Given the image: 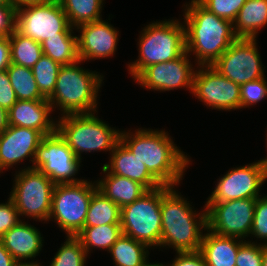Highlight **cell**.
Here are the masks:
<instances>
[{
    "mask_svg": "<svg viewBox=\"0 0 267 266\" xmlns=\"http://www.w3.org/2000/svg\"><path fill=\"white\" fill-rule=\"evenodd\" d=\"M15 10L28 5L43 4L50 0H10Z\"/></svg>",
    "mask_w": 267,
    "mask_h": 266,
    "instance_id": "obj_44",
    "label": "cell"
},
{
    "mask_svg": "<svg viewBox=\"0 0 267 266\" xmlns=\"http://www.w3.org/2000/svg\"><path fill=\"white\" fill-rule=\"evenodd\" d=\"M245 241L238 249L235 266H262L263 244Z\"/></svg>",
    "mask_w": 267,
    "mask_h": 266,
    "instance_id": "obj_37",
    "label": "cell"
},
{
    "mask_svg": "<svg viewBox=\"0 0 267 266\" xmlns=\"http://www.w3.org/2000/svg\"><path fill=\"white\" fill-rule=\"evenodd\" d=\"M150 247L126 235H121L110 250L115 266H143L148 261Z\"/></svg>",
    "mask_w": 267,
    "mask_h": 266,
    "instance_id": "obj_25",
    "label": "cell"
},
{
    "mask_svg": "<svg viewBox=\"0 0 267 266\" xmlns=\"http://www.w3.org/2000/svg\"><path fill=\"white\" fill-rule=\"evenodd\" d=\"M266 25L267 0H246L233 22V30L237 38L256 39Z\"/></svg>",
    "mask_w": 267,
    "mask_h": 266,
    "instance_id": "obj_24",
    "label": "cell"
},
{
    "mask_svg": "<svg viewBox=\"0 0 267 266\" xmlns=\"http://www.w3.org/2000/svg\"><path fill=\"white\" fill-rule=\"evenodd\" d=\"M11 64L9 36H0V71L6 70Z\"/></svg>",
    "mask_w": 267,
    "mask_h": 266,
    "instance_id": "obj_42",
    "label": "cell"
},
{
    "mask_svg": "<svg viewBox=\"0 0 267 266\" xmlns=\"http://www.w3.org/2000/svg\"><path fill=\"white\" fill-rule=\"evenodd\" d=\"M267 180V168L258 160L229 170L219 178L206 203H219L245 198H258L260 189Z\"/></svg>",
    "mask_w": 267,
    "mask_h": 266,
    "instance_id": "obj_15",
    "label": "cell"
},
{
    "mask_svg": "<svg viewBox=\"0 0 267 266\" xmlns=\"http://www.w3.org/2000/svg\"><path fill=\"white\" fill-rule=\"evenodd\" d=\"M9 195L19 216L48 221L55 184L40 170L24 168L16 172Z\"/></svg>",
    "mask_w": 267,
    "mask_h": 266,
    "instance_id": "obj_9",
    "label": "cell"
},
{
    "mask_svg": "<svg viewBox=\"0 0 267 266\" xmlns=\"http://www.w3.org/2000/svg\"><path fill=\"white\" fill-rule=\"evenodd\" d=\"M143 266H164L162 263H149L147 261Z\"/></svg>",
    "mask_w": 267,
    "mask_h": 266,
    "instance_id": "obj_49",
    "label": "cell"
},
{
    "mask_svg": "<svg viewBox=\"0 0 267 266\" xmlns=\"http://www.w3.org/2000/svg\"><path fill=\"white\" fill-rule=\"evenodd\" d=\"M102 171L105 176H103V179L96 181L98 190L120 208L133 203L148 191L143 184L126 177L111 174L104 166Z\"/></svg>",
    "mask_w": 267,
    "mask_h": 266,
    "instance_id": "obj_23",
    "label": "cell"
},
{
    "mask_svg": "<svg viewBox=\"0 0 267 266\" xmlns=\"http://www.w3.org/2000/svg\"><path fill=\"white\" fill-rule=\"evenodd\" d=\"M56 131L80 160L82 152L113 151L121 131L110 127L94 113L59 117Z\"/></svg>",
    "mask_w": 267,
    "mask_h": 266,
    "instance_id": "obj_6",
    "label": "cell"
},
{
    "mask_svg": "<svg viewBox=\"0 0 267 266\" xmlns=\"http://www.w3.org/2000/svg\"><path fill=\"white\" fill-rule=\"evenodd\" d=\"M75 30L81 33L77 36L78 55L81 61L107 58L115 54L119 31L109 22L101 19L79 25Z\"/></svg>",
    "mask_w": 267,
    "mask_h": 266,
    "instance_id": "obj_17",
    "label": "cell"
},
{
    "mask_svg": "<svg viewBox=\"0 0 267 266\" xmlns=\"http://www.w3.org/2000/svg\"><path fill=\"white\" fill-rule=\"evenodd\" d=\"M184 6L186 52L195 54L198 66L213 65L237 39L233 23L209 12L197 0Z\"/></svg>",
    "mask_w": 267,
    "mask_h": 266,
    "instance_id": "obj_2",
    "label": "cell"
},
{
    "mask_svg": "<svg viewBox=\"0 0 267 266\" xmlns=\"http://www.w3.org/2000/svg\"><path fill=\"white\" fill-rule=\"evenodd\" d=\"M81 160L75 156L71 148L66 144L60 134L55 131L42 138L37 147L33 168L40 170L55 185L78 183L84 179L75 178L80 169Z\"/></svg>",
    "mask_w": 267,
    "mask_h": 266,
    "instance_id": "obj_11",
    "label": "cell"
},
{
    "mask_svg": "<svg viewBox=\"0 0 267 266\" xmlns=\"http://www.w3.org/2000/svg\"><path fill=\"white\" fill-rule=\"evenodd\" d=\"M44 135L34 129L9 125L0 134V173L26 158L32 163Z\"/></svg>",
    "mask_w": 267,
    "mask_h": 266,
    "instance_id": "obj_18",
    "label": "cell"
},
{
    "mask_svg": "<svg viewBox=\"0 0 267 266\" xmlns=\"http://www.w3.org/2000/svg\"><path fill=\"white\" fill-rule=\"evenodd\" d=\"M256 40L237 38L212 66L239 85L266 77Z\"/></svg>",
    "mask_w": 267,
    "mask_h": 266,
    "instance_id": "obj_13",
    "label": "cell"
},
{
    "mask_svg": "<svg viewBox=\"0 0 267 266\" xmlns=\"http://www.w3.org/2000/svg\"><path fill=\"white\" fill-rule=\"evenodd\" d=\"M110 164L103 166L111 173L137 181L148 190L159 188L162 185L148 172L143 164L129 148L120 140L110 152Z\"/></svg>",
    "mask_w": 267,
    "mask_h": 266,
    "instance_id": "obj_20",
    "label": "cell"
},
{
    "mask_svg": "<svg viewBox=\"0 0 267 266\" xmlns=\"http://www.w3.org/2000/svg\"><path fill=\"white\" fill-rule=\"evenodd\" d=\"M209 12L217 17L231 21L236 20L246 0H197Z\"/></svg>",
    "mask_w": 267,
    "mask_h": 266,
    "instance_id": "obj_34",
    "label": "cell"
},
{
    "mask_svg": "<svg viewBox=\"0 0 267 266\" xmlns=\"http://www.w3.org/2000/svg\"><path fill=\"white\" fill-rule=\"evenodd\" d=\"M121 208L98 189L92 194L84 227L120 224Z\"/></svg>",
    "mask_w": 267,
    "mask_h": 266,
    "instance_id": "obj_26",
    "label": "cell"
},
{
    "mask_svg": "<svg viewBox=\"0 0 267 266\" xmlns=\"http://www.w3.org/2000/svg\"><path fill=\"white\" fill-rule=\"evenodd\" d=\"M94 183L82 180L78 183L56 184L48 221L54 218L67 236H76L84 227L92 194L98 189Z\"/></svg>",
    "mask_w": 267,
    "mask_h": 266,
    "instance_id": "obj_8",
    "label": "cell"
},
{
    "mask_svg": "<svg viewBox=\"0 0 267 266\" xmlns=\"http://www.w3.org/2000/svg\"><path fill=\"white\" fill-rule=\"evenodd\" d=\"M136 130L134 134L121 131L120 140L162 186H177L190 164V158L175 146L164 130Z\"/></svg>",
    "mask_w": 267,
    "mask_h": 266,
    "instance_id": "obj_1",
    "label": "cell"
},
{
    "mask_svg": "<svg viewBox=\"0 0 267 266\" xmlns=\"http://www.w3.org/2000/svg\"><path fill=\"white\" fill-rule=\"evenodd\" d=\"M17 98L15 91L10 83V79L6 70L0 71V105L5 110H9L15 103Z\"/></svg>",
    "mask_w": 267,
    "mask_h": 266,
    "instance_id": "obj_39",
    "label": "cell"
},
{
    "mask_svg": "<svg viewBox=\"0 0 267 266\" xmlns=\"http://www.w3.org/2000/svg\"><path fill=\"white\" fill-rule=\"evenodd\" d=\"M138 43L139 58L128 64L133 78L149 65L174 60L186 52L184 24L170 19L150 23L141 31Z\"/></svg>",
    "mask_w": 267,
    "mask_h": 266,
    "instance_id": "obj_5",
    "label": "cell"
},
{
    "mask_svg": "<svg viewBox=\"0 0 267 266\" xmlns=\"http://www.w3.org/2000/svg\"><path fill=\"white\" fill-rule=\"evenodd\" d=\"M193 78L192 94L212 109H240V85L219 73L212 65L198 66Z\"/></svg>",
    "mask_w": 267,
    "mask_h": 266,
    "instance_id": "obj_14",
    "label": "cell"
},
{
    "mask_svg": "<svg viewBox=\"0 0 267 266\" xmlns=\"http://www.w3.org/2000/svg\"><path fill=\"white\" fill-rule=\"evenodd\" d=\"M262 266H267V245L262 248Z\"/></svg>",
    "mask_w": 267,
    "mask_h": 266,
    "instance_id": "obj_47",
    "label": "cell"
},
{
    "mask_svg": "<svg viewBox=\"0 0 267 266\" xmlns=\"http://www.w3.org/2000/svg\"><path fill=\"white\" fill-rule=\"evenodd\" d=\"M162 186L145 194L121 208L123 235L147 244L160 247Z\"/></svg>",
    "mask_w": 267,
    "mask_h": 266,
    "instance_id": "obj_7",
    "label": "cell"
},
{
    "mask_svg": "<svg viewBox=\"0 0 267 266\" xmlns=\"http://www.w3.org/2000/svg\"><path fill=\"white\" fill-rule=\"evenodd\" d=\"M11 63L32 68L43 55L41 43L20 34L16 29L9 36Z\"/></svg>",
    "mask_w": 267,
    "mask_h": 266,
    "instance_id": "obj_29",
    "label": "cell"
},
{
    "mask_svg": "<svg viewBox=\"0 0 267 266\" xmlns=\"http://www.w3.org/2000/svg\"><path fill=\"white\" fill-rule=\"evenodd\" d=\"M6 71L17 100H48L38 90L31 68L11 63Z\"/></svg>",
    "mask_w": 267,
    "mask_h": 266,
    "instance_id": "obj_30",
    "label": "cell"
},
{
    "mask_svg": "<svg viewBox=\"0 0 267 266\" xmlns=\"http://www.w3.org/2000/svg\"><path fill=\"white\" fill-rule=\"evenodd\" d=\"M122 234L120 224H106L83 227L76 237L81 241L82 247L88 255L92 248L106 249L109 251Z\"/></svg>",
    "mask_w": 267,
    "mask_h": 266,
    "instance_id": "obj_27",
    "label": "cell"
},
{
    "mask_svg": "<svg viewBox=\"0 0 267 266\" xmlns=\"http://www.w3.org/2000/svg\"><path fill=\"white\" fill-rule=\"evenodd\" d=\"M21 221L19 213L10 198L0 203V238Z\"/></svg>",
    "mask_w": 267,
    "mask_h": 266,
    "instance_id": "obj_38",
    "label": "cell"
},
{
    "mask_svg": "<svg viewBox=\"0 0 267 266\" xmlns=\"http://www.w3.org/2000/svg\"><path fill=\"white\" fill-rule=\"evenodd\" d=\"M38 230L21 220L0 241L16 261H29L38 256L43 247L44 239Z\"/></svg>",
    "mask_w": 267,
    "mask_h": 266,
    "instance_id": "obj_21",
    "label": "cell"
},
{
    "mask_svg": "<svg viewBox=\"0 0 267 266\" xmlns=\"http://www.w3.org/2000/svg\"><path fill=\"white\" fill-rule=\"evenodd\" d=\"M15 29L39 43L52 37H77L58 0L15 10Z\"/></svg>",
    "mask_w": 267,
    "mask_h": 266,
    "instance_id": "obj_10",
    "label": "cell"
},
{
    "mask_svg": "<svg viewBox=\"0 0 267 266\" xmlns=\"http://www.w3.org/2000/svg\"><path fill=\"white\" fill-rule=\"evenodd\" d=\"M0 7H13L10 0H0Z\"/></svg>",
    "mask_w": 267,
    "mask_h": 266,
    "instance_id": "obj_48",
    "label": "cell"
},
{
    "mask_svg": "<svg viewBox=\"0 0 267 266\" xmlns=\"http://www.w3.org/2000/svg\"><path fill=\"white\" fill-rule=\"evenodd\" d=\"M60 68L59 63L44 54L31 68L38 90L45 99H49L54 91Z\"/></svg>",
    "mask_w": 267,
    "mask_h": 266,
    "instance_id": "obj_32",
    "label": "cell"
},
{
    "mask_svg": "<svg viewBox=\"0 0 267 266\" xmlns=\"http://www.w3.org/2000/svg\"><path fill=\"white\" fill-rule=\"evenodd\" d=\"M15 29V9L0 7V36H10Z\"/></svg>",
    "mask_w": 267,
    "mask_h": 266,
    "instance_id": "obj_41",
    "label": "cell"
},
{
    "mask_svg": "<svg viewBox=\"0 0 267 266\" xmlns=\"http://www.w3.org/2000/svg\"><path fill=\"white\" fill-rule=\"evenodd\" d=\"M16 262L0 241V266H14Z\"/></svg>",
    "mask_w": 267,
    "mask_h": 266,
    "instance_id": "obj_43",
    "label": "cell"
},
{
    "mask_svg": "<svg viewBox=\"0 0 267 266\" xmlns=\"http://www.w3.org/2000/svg\"><path fill=\"white\" fill-rule=\"evenodd\" d=\"M255 204L256 198L206 203L207 229L222 236L246 239L250 235Z\"/></svg>",
    "mask_w": 267,
    "mask_h": 266,
    "instance_id": "obj_12",
    "label": "cell"
},
{
    "mask_svg": "<svg viewBox=\"0 0 267 266\" xmlns=\"http://www.w3.org/2000/svg\"><path fill=\"white\" fill-rule=\"evenodd\" d=\"M73 28L102 19L103 0H58Z\"/></svg>",
    "mask_w": 267,
    "mask_h": 266,
    "instance_id": "obj_28",
    "label": "cell"
},
{
    "mask_svg": "<svg viewBox=\"0 0 267 266\" xmlns=\"http://www.w3.org/2000/svg\"><path fill=\"white\" fill-rule=\"evenodd\" d=\"M199 252L207 266H235L239 247L246 241L206 230Z\"/></svg>",
    "mask_w": 267,
    "mask_h": 266,
    "instance_id": "obj_22",
    "label": "cell"
},
{
    "mask_svg": "<svg viewBox=\"0 0 267 266\" xmlns=\"http://www.w3.org/2000/svg\"><path fill=\"white\" fill-rule=\"evenodd\" d=\"M30 262L31 261H27V262L17 261L14 266H43V265H40L39 263H37V261L31 262V263Z\"/></svg>",
    "mask_w": 267,
    "mask_h": 266,
    "instance_id": "obj_46",
    "label": "cell"
},
{
    "mask_svg": "<svg viewBox=\"0 0 267 266\" xmlns=\"http://www.w3.org/2000/svg\"><path fill=\"white\" fill-rule=\"evenodd\" d=\"M66 237V241L55 254L50 266H85L88 255L81 241L76 236Z\"/></svg>",
    "mask_w": 267,
    "mask_h": 266,
    "instance_id": "obj_33",
    "label": "cell"
},
{
    "mask_svg": "<svg viewBox=\"0 0 267 266\" xmlns=\"http://www.w3.org/2000/svg\"><path fill=\"white\" fill-rule=\"evenodd\" d=\"M48 100H17L8 110V124L40 131L44 136L56 131Z\"/></svg>",
    "mask_w": 267,
    "mask_h": 266,
    "instance_id": "obj_19",
    "label": "cell"
},
{
    "mask_svg": "<svg viewBox=\"0 0 267 266\" xmlns=\"http://www.w3.org/2000/svg\"><path fill=\"white\" fill-rule=\"evenodd\" d=\"M240 109L262 101L267 97V81L265 77L240 85Z\"/></svg>",
    "mask_w": 267,
    "mask_h": 266,
    "instance_id": "obj_35",
    "label": "cell"
},
{
    "mask_svg": "<svg viewBox=\"0 0 267 266\" xmlns=\"http://www.w3.org/2000/svg\"><path fill=\"white\" fill-rule=\"evenodd\" d=\"M81 62L61 66L54 91L48 99L52 110L58 107L62 116L97 112L98 92L104 76L77 65Z\"/></svg>",
    "mask_w": 267,
    "mask_h": 266,
    "instance_id": "obj_4",
    "label": "cell"
},
{
    "mask_svg": "<svg viewBox=\"0 0 267 266\" xmlns=\"http://www.w3.org/2000/svg\"><path fill=\"white\" fill-rule=\"evenodd\" d=\"M8 126V111L0 105V134H2Z\"/></svg>",
    "mask_w": 267,
    "mask_h": 266,
    "instance_id": "obj_45",
    "label": "cell"
},
{
    "mask_svg": "<svg viewBox=\"0 0 267 266\" xmlns=\"http://www.w3.org/2000/svg\"><path fill=\"white\" fill-rule=\"evenodd\" d=\"M41 46L43 54L61 66L80 61L77 37H52L42 42Z\"/></svg>",
    "mask_w": 267,
    "mask_h": 266,
    "instance_id": "obj_31",
    "label": "cell"
},
{
    "mask_svg": "<svg viewBox=\"0 0 267 266\" xmlns=\"http://www.w3.org/2000/svg\"><path fill=\"white\" fill-rule=\"evenodd\" d=\"M261 238L267 245V195L256 198L250 236Z\"/></svg>",
    "mask_w": 267,
    "mask_h": 266,
    "instance_id": "obj_36",
    "label": "cell"
},
{
    "mask_svg": "<svg viewBox=\"0 0 267 266\" xmlns=\"http://www.w3.org/2000/svg\"><path fill=\"white\" fill-rule=\"evenodd\" d=\"M164 266H207L202 254L197 252H177L172 264Z\"/></svg>",
    "mask_w": 267,
    "mask_h": 266,
    "instance_id": "obj_40",
    "label": "cell"
},
{
    "mask_svg": "<svg viewBox=\"0 0 267 266\" xmlns=\"http://www.w3.org/2000/svg\"><path fill=\"white\" fill-rule=\"evenodd\" d=\"M266 140H267V138H266ZM260 162L267 168V158L261 159Z\"/></svg>",
    "mask_w": 267,
    "mask_h": 266,
    "instance_id": "obj_50",
    "label": "cell"
},
{
    "mask_svg": "<svg viewBox=\"0 0 267 266\" xmlns=\"http://www.w3.org/2000/svg\"><path fill=\"white\" fill-rule=\"evenodd\" d=\"M174 187L162 186V228L160 248L172 247L177 252H197L207 230L206 206L197 213ZM198 218V219H197Z\"/></svg>",
    "mask_w": 267,
    "mask_h": 266,
    "instance_id": "obj_3",
    "label": "cell"
},
{
    "mask_svg": "<svg viewBox=\"0 0 267 266\" xmlns=\"http://www.w3.org/2000/svg\"><path fill=\"white\" fill-rule=\"evenodd\" d=\"M189 57L190 55L185 52L174 60L149 65L134 78V81L149 90L164 92L183 87L192 92L195 68Z\"/></svg>",
    "mask_w": 267,
    "mask_h": 266,
    "instance_id": "obj_16",
    "label": "cell"
}]
</instances>
